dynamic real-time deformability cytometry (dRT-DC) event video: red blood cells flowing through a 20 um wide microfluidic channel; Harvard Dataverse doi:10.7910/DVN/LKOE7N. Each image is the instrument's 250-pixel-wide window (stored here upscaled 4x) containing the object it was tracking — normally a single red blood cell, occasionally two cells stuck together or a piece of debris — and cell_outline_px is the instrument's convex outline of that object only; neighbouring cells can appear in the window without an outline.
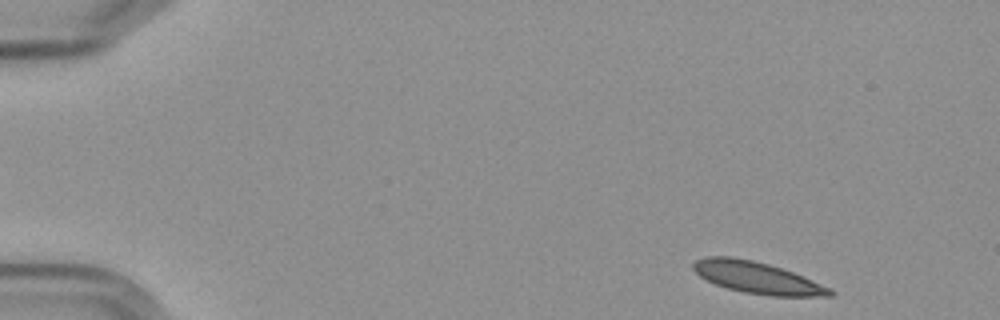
{"species": "Egyptian fruit bat (a non-hibernating species)", "species_latin": "Rousettus aegyptiacus", "temperature_condition": "cold", "stored_images_in_passage": 5, "camera_frame_rate_fps": 3000, "um_per_image_px": 0.085, "frame": {"image": 1, "passage_image": 5, "time_ms": 5.667, "image_size_px": [1000, 320], "cell_outline_px": [[836, 292], [832, 296], [768, 296], [744, 292], [728, 288], [716, 284], [700, 276], [692, 268], [692, 264], [696, 260], [704, 256], [732, 256], [752, 260], [768, 264], [792, 272], [832, 288]], "centroid_in_image_um": [64.37, 23.6], "position_along_channel_um": 20.6, "area_um2": 25.14}}